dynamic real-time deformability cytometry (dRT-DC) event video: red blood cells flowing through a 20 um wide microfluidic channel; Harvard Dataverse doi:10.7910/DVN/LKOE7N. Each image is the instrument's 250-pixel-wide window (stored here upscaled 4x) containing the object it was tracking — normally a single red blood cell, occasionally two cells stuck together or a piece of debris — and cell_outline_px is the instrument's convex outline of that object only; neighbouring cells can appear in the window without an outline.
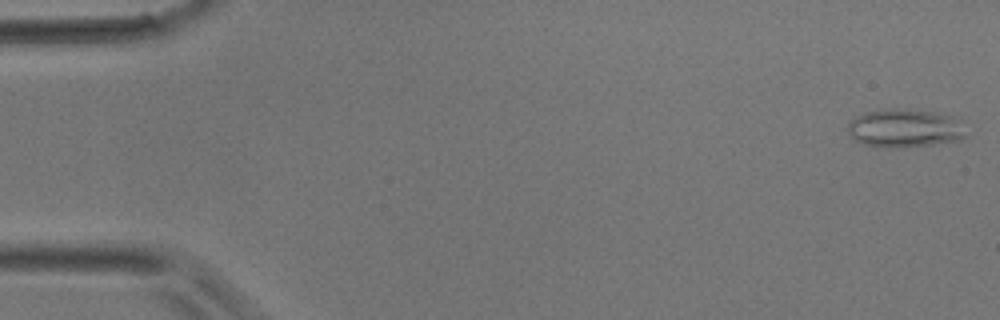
{"species": "common noctule bat (a hibernating species)", "species_latin": "Nyctalus noctula", "temperature_condition": "room temperature", "stored_images_in_passage": 4, "camera_frame_rate_fps": 3000, "um_per_image_px": 0.085, "animal": {"sex": "male", "body_mass_g": 17.9}, "frame": {"image": 1, "passage_image": 1, "time_ms": 0.0, "image_size_px": [1000, 320], "cell_outline_px": [[968, 136], [960, 140], [932, 144], [896, 148], [864, 144], [856, 140], [848, 132], [848, 124], [856, 116], [864, 112], [888, 108], [900, 108], [936, 112], [952, 116]], "centroid_in_image_um": [76.88, 10.88], "position_along_channel_um": 8.1, "area_um2": 26.18}}